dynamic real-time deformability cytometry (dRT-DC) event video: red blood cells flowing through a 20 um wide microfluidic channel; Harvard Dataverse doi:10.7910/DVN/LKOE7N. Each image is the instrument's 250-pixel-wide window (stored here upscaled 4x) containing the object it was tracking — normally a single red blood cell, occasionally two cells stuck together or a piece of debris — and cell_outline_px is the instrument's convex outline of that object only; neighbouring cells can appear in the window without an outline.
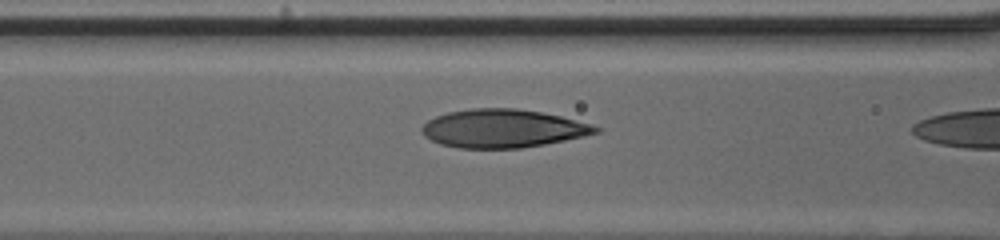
{"species": "human", "species_latin": "Homo sapiens", "temperature_condition": "cold", "stored_images_in_passage": 21, "camera_frame_rate_fps": 3000, "um_per_image_px": 0.085, "donor": {"sex": "male"}, "frame": {"image": 1, "passage_image": 20, "time_ms": 6.333, "image_size_px": [1000, 240], "cell_outline_px": [[600, 132], [584, 136], [544, 144], [520, 148], [460, 148], [440, 144], [424, 136], [420, 132], [420, 128], [428, 120], [436, 116], [448, 112], [472, 108], [516, 108], [540, 112], [560, 116], [592, 124], [600, 128]], "centroid_in_image_um": [42.72, 10.92], "position_along_channel_um": 123.9, "area_um2": 38.73}}